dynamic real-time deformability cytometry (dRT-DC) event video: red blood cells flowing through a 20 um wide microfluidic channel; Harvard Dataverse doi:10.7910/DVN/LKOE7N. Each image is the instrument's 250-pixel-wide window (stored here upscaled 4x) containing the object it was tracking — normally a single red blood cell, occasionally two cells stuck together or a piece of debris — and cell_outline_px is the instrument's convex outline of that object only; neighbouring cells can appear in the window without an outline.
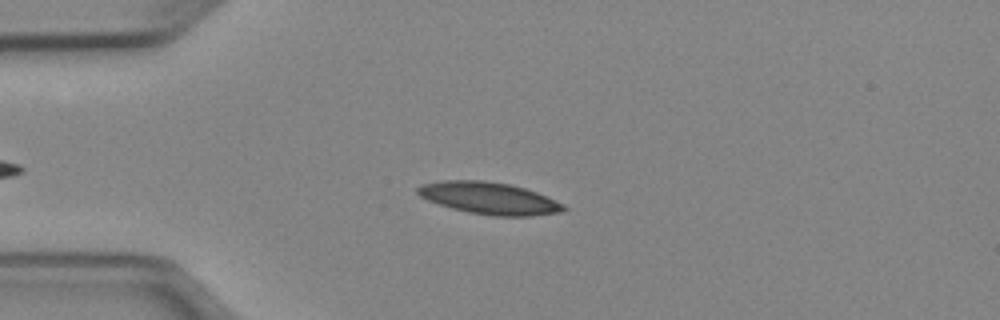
{"species": "Egyptian fruit bat (a non-hibernating species)", "species_latin": "Rousettus aegyptiacus", "temperature_condition": "cold", "stored_images_in_passage": 45, "camera_frame_rate_fps": 3000, "um_per_image_px": 0.085, "animal": {"sex": "female"}, "frame": {"image": 1, "passage_image": 11, "time_ms": 3.333, "image_size_px": [1000, 320], "cell_outline_px": [[568, 208], [564, 212], [528, 216], [496, 216], [468, 212], [452, 208], [428, 200], [420, 196], [416, 192], [416, 188], [420, 184], [444, 180], [484, 180], [508, 184], [524, 188], [536, 192], [564, 204]], "centroid_in_image_um": [41.58, 16.84], "position_along_channel_um": 43.4, "area_um2": 27.17}}
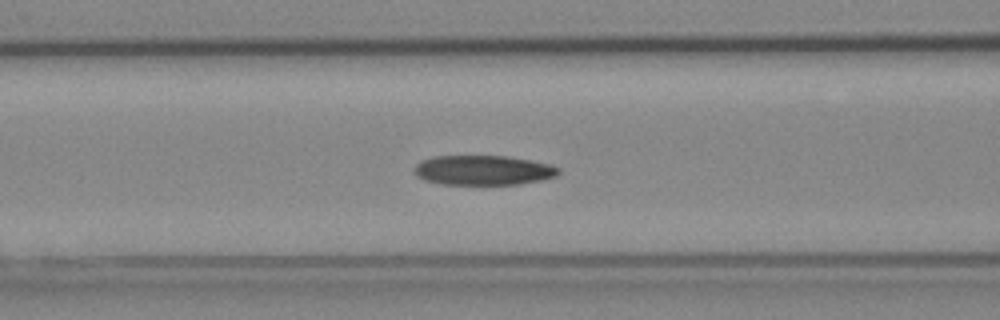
{"frame": {"image": 2, "passage_image": 19, "time_ms": 6.0, "image_size_px": [1000, 320], "cell_outline_px": [[560, 172], [556, 176], [544, 180], [520, 184], [444, 184], [424, 180], [416, 176], [412, 168], [420, 160], [432, 156], [508, 156], [548, 164], [560, 168]], "centroid_in_image_um": [41.04, 14.47], "position_along_channel_um": 125.6, "area_um2": 25.14}}
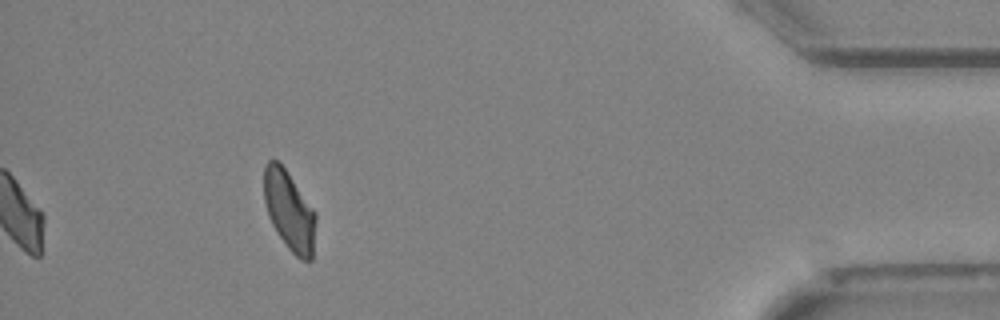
{"frame": {"image": 3, "passage_image": 45, "time_ms": 14.667, "image_size_px": [1000, 320], "cell_outline_px": [[316, 220], [312, 260], [300, 260], [288, 248], [276, 232], [268, 216], [264, 200], [264, 168], [268, 160], [280, 160], [316, 212]], "centroid_in_image_um": [24.59, 17.89], "position_along_channel_um": 410.6, "area_um2": 24.28}, "authors_computed_cell_mechanics": {"area_um2": 25.3164, "velocity_mm_per_s": 3.9352, "shape_relaxation_time_tau1_ms": 11.0861, "shape_relaxation_time_tau2_ms": 4.6169, "deformation_change_tau1": 0.1907, "deformation_change_tau2": 0.1199}}